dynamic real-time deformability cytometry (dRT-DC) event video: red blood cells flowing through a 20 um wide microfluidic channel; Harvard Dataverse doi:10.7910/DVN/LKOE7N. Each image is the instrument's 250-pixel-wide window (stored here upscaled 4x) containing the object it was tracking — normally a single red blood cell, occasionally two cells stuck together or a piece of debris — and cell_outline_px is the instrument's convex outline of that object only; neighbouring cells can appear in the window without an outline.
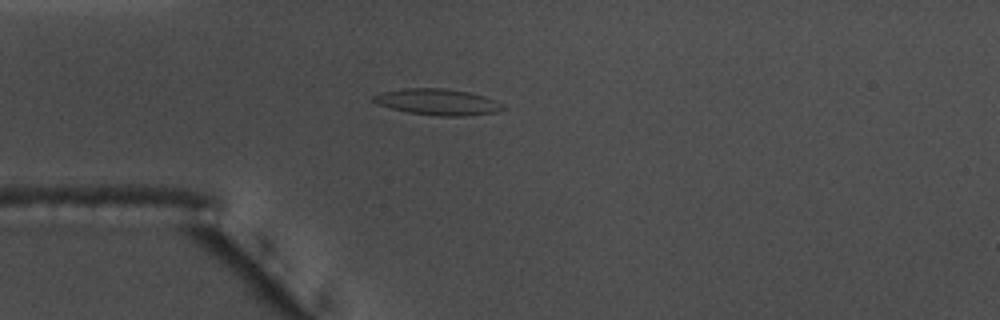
{"species": "common noctule bat (a hibernating species)", "species_latin": "Nyctalus noctula", "temperature_condition": "warm", "stored_images_in_passage": 43, "camera_frame_rate_fps": 3000, "um_per_image_px": 0.085, "animal": {"sex": "male", "body_mass_g": 17.5, "forearm_length_mm": 52.3}, "frame": {"image": 1, "passage_image": 2, "time_ms": 0.333, "image_size_px": [1000, 320], "cell_outline_px": [[508, 108], [496, 112], [464, 116], [440, 116], [408, 112], [392, 108], [380, 104], [372, 100], [372, 96], [384, 92], [404, 88], [444, 88], [468, 92], [484, 96], [496, 100]], "centroid_in_image_um": [37.26, 8.66], "position_along_channel_um": 47.7, "area_um2": 19.59}}
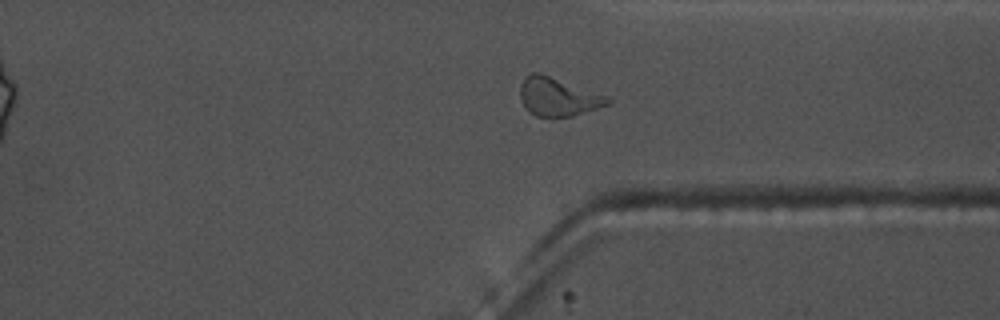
{"frame": {"image": 2, "passage_image": 29, "time_ms": 9.333, "image_size_px": [1000, 320], "cell_outline_px": [[612, 104], [572, 116], [552, 120], [536, 116], [528, 112], [520, 100], [520, 84], [524, 76], [532, 72], [540, 72], [604, 96], [612, 100]], "centroid_in_image_um": [47.36, 8.27], "position_along_channel_um": 364.0, "area_um2": 19.94}}
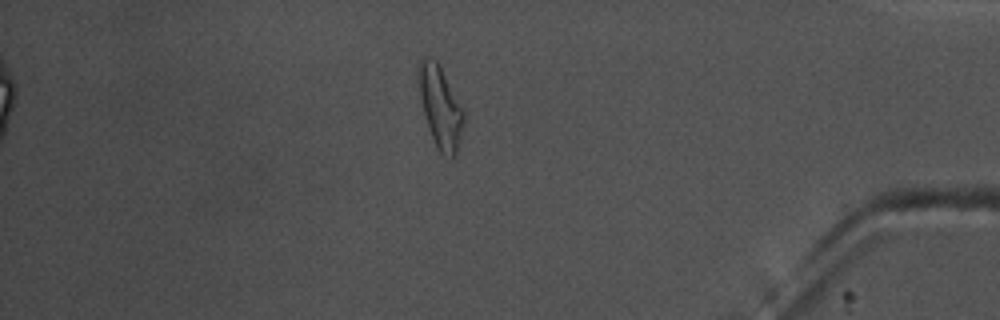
{"frame": {"image": 3, "passage_image": 35, "time_ms": 11.333, "image_size_px": [1000, 320], "cell_outline_px": [[464, 120], [456, 156], [452, 160], [448, 160], [436, 148], [428, 128], [420, 96], [416, 68], [420, 60], [424, 56], [428, 56], [436, 60], [440, 64], [464, 108]], "centroid_in_image_um": [37.43, 9.08], "position_along_channel_um": 397.8, "area_um2": 22.14}, "authors_computed_cell_mechanics": {"area_um2": 18.5538, "velocity_mm_per_s": 3.6448, "shape_relaxation_time_tau1_ms": 7.4048, "shape_relaxation_time_tau2_ms": 2.4467, "deformation_change_tau1": 0.2177, "deformation_change_tau2": 0.091}}